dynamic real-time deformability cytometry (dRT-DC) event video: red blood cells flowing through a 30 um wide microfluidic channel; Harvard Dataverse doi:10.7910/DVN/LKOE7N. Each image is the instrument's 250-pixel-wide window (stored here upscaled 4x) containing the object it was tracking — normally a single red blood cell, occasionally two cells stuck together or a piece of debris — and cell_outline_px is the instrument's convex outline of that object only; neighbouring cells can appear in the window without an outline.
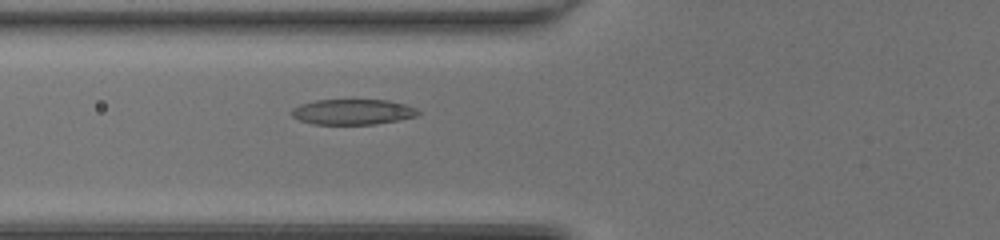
{"species": "common noctule bat (a hibernating species)", "species_latin": "Nyctalus noctula", "temperature_condition": "room temperature", "stored_images_in_passage": 43, "camera_frame_rate_fps": 3000, "um_per_image_px": 0.085, "animal": {"sex": "female", "body_mass_g": 20.0, "forearm_length_mm": 54.0}, "frame": {"image": 1, "passage_image": 14, "time_ms": 4.333, "image_size_px": [1000, 240], "cell_outline_px": [[420, 112], [416, 116], [376, 124], [312, 124], [300, 120], [292, 116], [292, 108], [300, 104], [316, 100], [388, 100], [404, 104], [416, 108]], "centroid_in_image_um": [29.96, 9.51], "position_along_channel_um": 95.8, "area_um2": 18.61}}
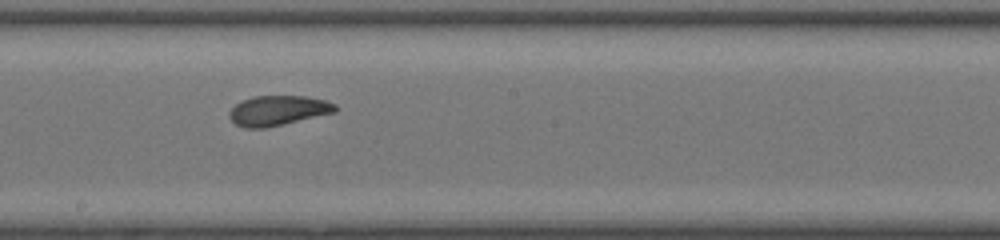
{"frame": {"image": 2, "passage_image": 23, "time_ms": 7.333, "image_size_px": [1000, 240], "cell_outline_px": [[340, 108], [336, 112], [284, 124], [264, 128], [244, 128], [236, 124], [228, 116], [228, 112], [236, 104], [252, 96], [304, 96], [324, 100], [336, 104]], "centroid_in_image_um": [23.65, 9.4], "position_along_channel_um": 224.6, "area_um2": 18.5}}
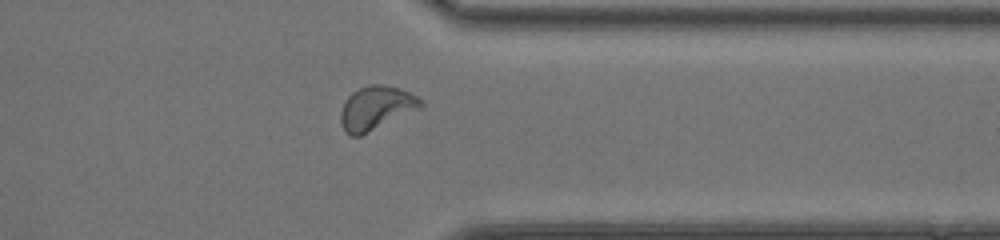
{"frame": {"image": 3, "passage_image": 34, "time_ms": 11.0, "image_size_px": [1000, 240], "cell_outline_px": [[424, 104], [420, 108], [360, 136], [348, 136], [344, 132], [340, 120], [340, 112], [344, 100], [352, 92], [368, 84], [380, 84], [400, 88], [424, 100]], "centroid_in_image_um": [31.94, 9.18], "position_along_channel_um": 379.5, "area_um2": 20.46}, "authors_computed_cell_mechanics": {"area_um2": 18.9006, "velocity_mm_per_s": 4.2846, "shape_relaxation_time_tau1_ms": 4.0404, "shape_relaxation_time_tau2_ms": 2.8854, "deformation_change_tau1": 0.1409, "deformation_change_tau2": 0.0984}}